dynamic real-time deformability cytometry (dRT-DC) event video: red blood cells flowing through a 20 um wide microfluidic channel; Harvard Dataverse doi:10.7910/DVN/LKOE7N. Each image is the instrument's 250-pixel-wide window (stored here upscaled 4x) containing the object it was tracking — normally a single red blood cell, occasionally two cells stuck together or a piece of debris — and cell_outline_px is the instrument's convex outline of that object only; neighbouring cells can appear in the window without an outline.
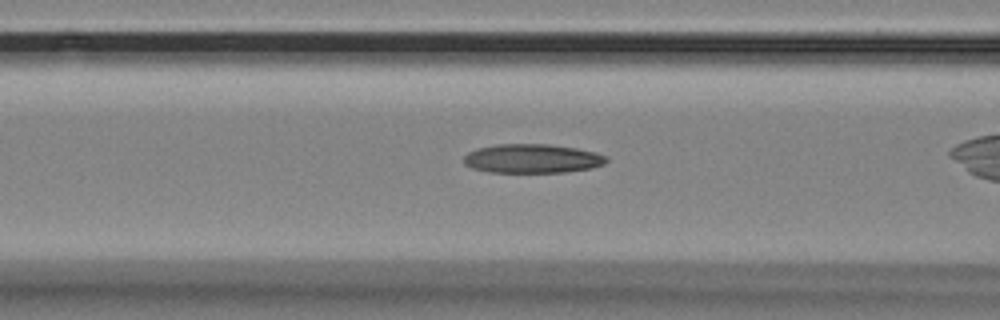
{"species": "Egyptian fruit bat (a non-hibernating species)", "species_latin": "Rousettus aegyptiacus", "temperature_condition": "room temperature", "stored_images_in_passage": 29, "camera_frame_rate_fps": 3000, "um_per_image_px": 0.085, "animal": {"sex": "female"}, "frame": {"image": 1, "passage_image": 7, "time_ms": 2.0, "image_size_px": [1000, 320], "cell_outline_px": [[608, 160], [604, 164], [592, 168], [564, 172], [488, 172], [472, 168], [464, 164], [464, 156], [468, 152], [476, 148], [496, 144], [548, 144], [576, 148], [596, 152], [608, 156]], "centroid_in_image_um": [45.24, 13.47], "position_along_channel_um": 121.4, "area_um2": 24.28}}
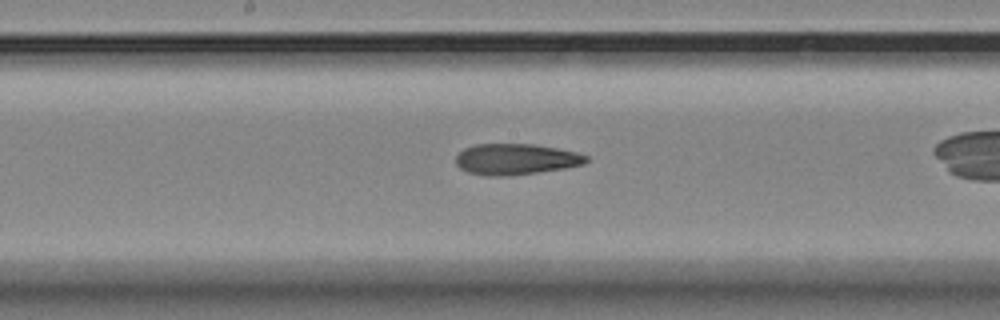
{"frame": {"image": 2, "passage_image": 14, "time_ms": 4.333, "image_size_px": [1000, 320], "cell_outline_px": [[588, 160], [584, 164], [564, 168], [536, 172], [504, 176], [488, 176], [468, 172], [460, 168], [456, 164], [456, 156], [464, 148], [476, 144], [532, 144], [556, 148], [576, 152], [588, 156]], "centroid_in_image_um": [43.83, 13.53], "position_along_channel_um": 204.4, "area_um2": 23.35}}
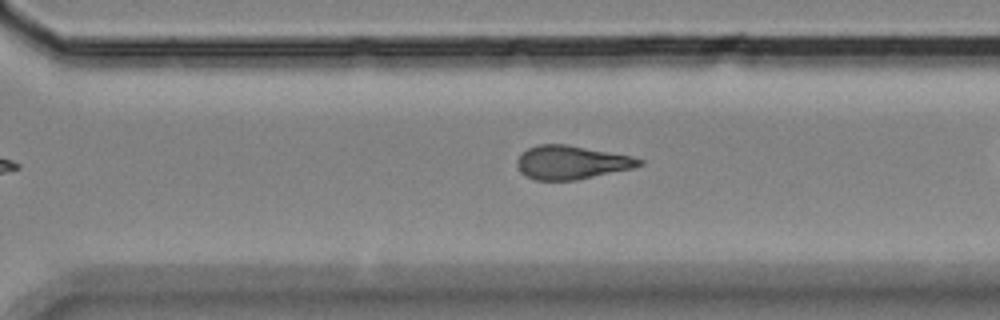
{"frame": {"image": 3, "passage_image": 24, "time_ms": 7.667, "image_size_px": [1000, 320], "cell_outline_px": [[644, 164], [632, 168], [576, 180], [536, 180], [520, 172], [516, 164], [516, 160], [528, 148], [540, 144], [568, 144], [632, 156], [644, 160]], "centroid_in_image_um": [48.58, 13.8], "position_along_channel_um": 322.0, "area_um2": 23.81}}